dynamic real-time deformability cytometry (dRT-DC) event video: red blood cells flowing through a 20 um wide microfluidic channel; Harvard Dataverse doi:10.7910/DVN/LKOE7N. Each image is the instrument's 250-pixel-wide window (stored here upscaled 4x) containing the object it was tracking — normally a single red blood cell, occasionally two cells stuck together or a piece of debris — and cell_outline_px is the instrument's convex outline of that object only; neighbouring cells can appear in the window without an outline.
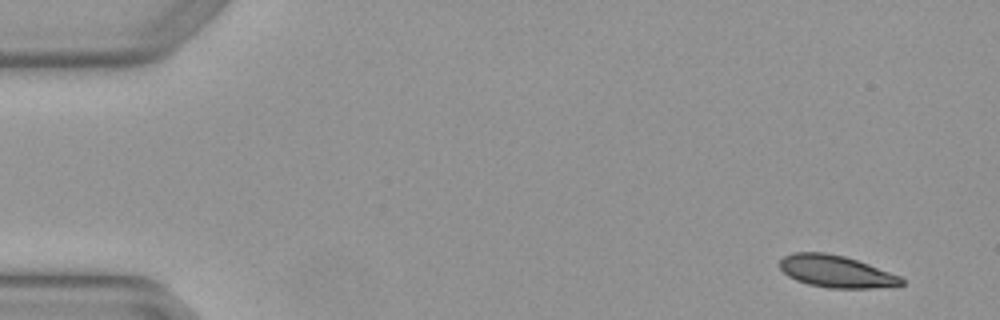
{"species": "Egyptian fruit bat (a non-hibernating species)", "species_latin": "Rousettus aegyptiacus", "temperature_condition": "warm", "stored_images_in_passage": 4, "camera_frame_rate_fps": 3000, "um_per_image_px": 0.085, "animal": {"sex": "female"}, "frame": {"image": 1, "passage_image": 1, "time_ms": 0.0, "image_size_px": [1000, 320], "cell_outline_px": [[904, 284], [872, 288], [828, 288], [808, 284], [796, 280], [788, 276], [780, 268], [780, 260], [784, 256], [792, 252], [824, 252], [844, 256], [868, 264], [900, 276], [904, 280]], "centroid_in_image_um": [71.03, 23.07], "position_along_channel_um": 14.0, "area_um2": 22.6}}
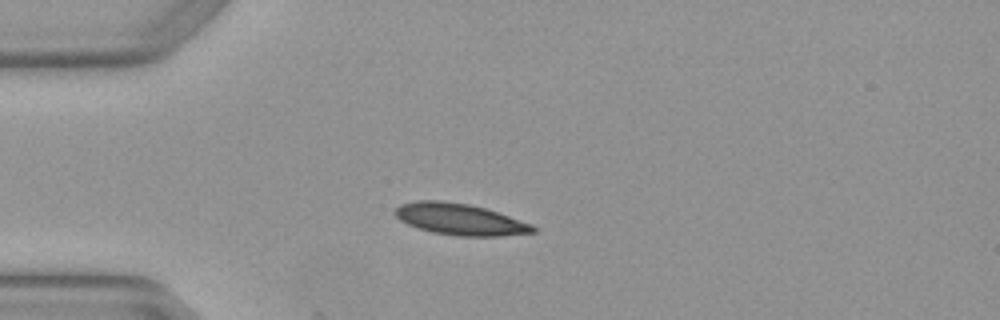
{"frame": {"image": 2, "passage_image": 4, "time_ms": 1.0, "image_size_px": [1000, 320], "cell_outline_px": [[536, 232], [500, 236], [460, 236], [432, 232], [408, 224], [400, 220], [392, 212], [400, 204], [416, 200], [440, 200], [468, 204], [484, 208], [532, 224], [536, 228]], "centroid_in_image_um": [39.06, 18.63], "position_along_channel_um": 45.9, "area_um2": 25.09}}